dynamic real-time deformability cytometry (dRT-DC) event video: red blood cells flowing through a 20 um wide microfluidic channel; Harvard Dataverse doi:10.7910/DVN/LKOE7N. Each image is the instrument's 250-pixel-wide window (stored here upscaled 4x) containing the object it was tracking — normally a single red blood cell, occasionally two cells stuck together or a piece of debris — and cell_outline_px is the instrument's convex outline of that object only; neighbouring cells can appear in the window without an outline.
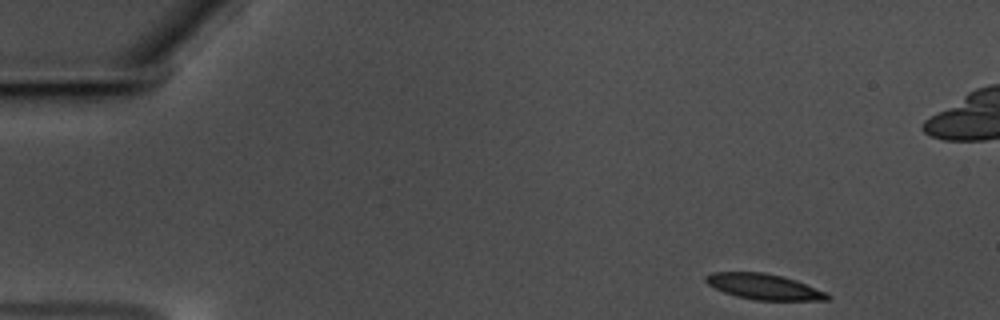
{"species": "common noctule bat (a hibernating species)", "species_latin": "Nyctalus noctula", "temperature_condition": "warm", "stored_images_in_passage": 54, "camera_frame_rate_fps": 3000, "um_per_image_px": 0.085, "animal": {"sex": "male", "body_mass_g": 17.5, "forearm_length_mm": 52.3}, "frame": {"image": 1, "passage_image": 1, "time_ms": 0.0, "image_size_px": [1000, 320], "cell_outline_px": [[832, 296], [828, 300], [756, 300], [736, 296], [724, 292], [708, 284], [704, 280], [704, 276], [712, 272], [764, 272], [796, 280], [828, 292]], "centroid_in_image_um": [64.96, 24.36], "position_along_channel_um": 20.0, "area_um2": 18.21}}
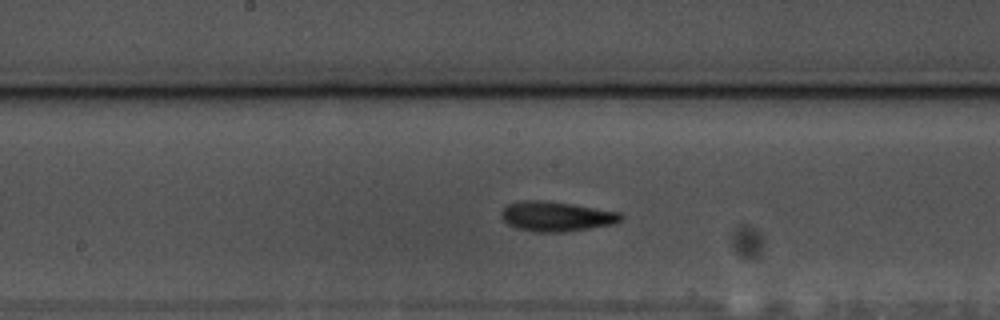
{"frame": {"image": 2, "passage_image": 25, "time_ms": 8.0, "image_size_px": [1000, 320], "cell_outline_px": [[624, 216], [620, 220], [612, 224], [568, 232], [532, 232], [516, 228], [508, 224], [504, 220], [500, 212], [508, 204], [520, 200], [544, 200], [572, 204], [620, 212]], "centroid_in_image_um": [47.27, 18.39], "position_along_channel_um": 200.9, "area_um2": 20.87}}
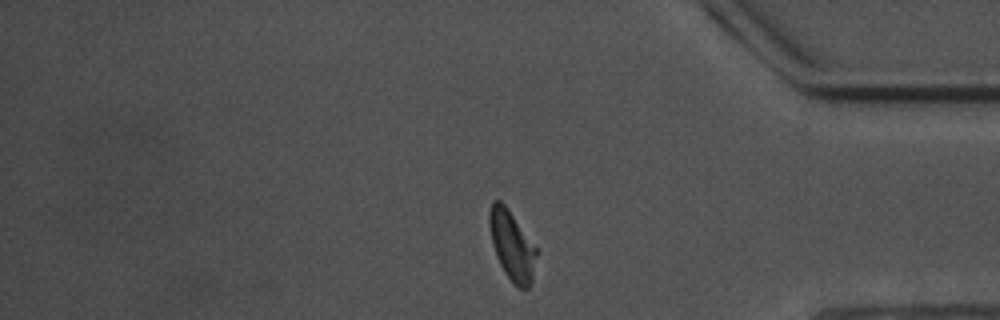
{"frame": {"image": 3, "passage_image": 43, "time_ms": 14.0, "image_size_px": [1000, 320], "cell_outline_px": [[536, 256], [532, 280], [528, 288], [520, 288], [512, 284], [504, 272], [496, 256], [492, 244], [488, 220], [488, 212], [492, 200], [500, 200], [508, 208], [536, 248]], "centroid_in_image_um": [43.48, 20.86], "position_along_channel_um": 391.7, "area_um2": 18.96}, "authors_computed_cell_mechanics": {"area_um2": 18.9295, "velocity_mm_per_s": 3.5147, "shape_relaxation_time_tau1_ms": 4.4622, "shape_relaxation_time_tau2_ms": 2.9062, "deformation_change_tau1": 0.1418, "deformation_change_tau2": 0.0994}}